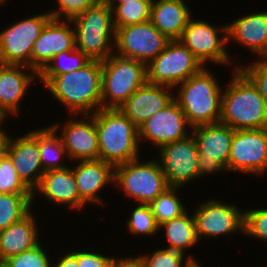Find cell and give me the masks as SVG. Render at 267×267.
<instances>
[{"label":"cell","instance_id":"1","mask_svg":"<svg viewBox=\"0 0 267 267\" xmlns=\"http://www.w3.org/2000/svg\"><path fill=\"white\" fill-rule=\"evenodd\" d=\"M44 86L68 114H94L101 109V61L91 60L81 69L54 76Z\"/></svg>","mask_w":267,"mask_h":267},{"label":"cell","instance_id":"2","mask_svg":"<svg viewBox=\"0 0 267 267\" xmlns=\"http://www.w3.org/2000/svg\"><path fill=\"white\" fill-rule=\"evenodd\" d=\"M231 76L223 86L219 122L233 130L267 128V104L257 87L239 68Z\"/></svg>","mask_w":267,"mask_h":267},{"label":"cell","instance_id":"3","mask_svg":"<svg viewBox=\"0 0 267 267\" xmlns=\"http://www.w3.org/2000/svg\"><path fill=\"white\" fill-rule=\"evenodd\" d=\"M210 68L203 67L174 88V100L192 127L220 120L223 86Z\"/></svg>","mask_w":267,"mask_h":267},{"label":"cell","instance_id":"4","mask_svg":"<svg viewBox=\"0 0 267 267\" xmlns=\"http://www.w3.org/2000/svg\"><path fill=\"white\" fill-rule=\"evenodd\" d=\"M99 159L113 166L140 158L139 129L119 109L101 108L95 112ZM141 147V148H140Z\"/></svg>","mask_w":267,"mask_h":267},{"label":"cell","instance_id":"5","mask_svg":"<svg viewBox=\"0 0 267 267\" xmlns=\"http://www.w3.org/2000/svg\"><path fill=\"white\" fill-rule=\"evenodd\" d=\"M71 22L76 49L90 60L103 61L114 53L116 30L112 9L105 0H98Z\"/></svg>","mask_w":267,"mask_h":267},{"label":"cell","instance_id":"6","mask_svg":"<svg viewBox=\"0 0 267 267\" xmlns=\"http://www.w3.org/2000/svg\"><path fill=\"white\" fill-rule=\"evenodd\" d=\"M102 65L101 108L119 109L147 82L146 64L111 54Z\"/></svg>","mask_w":267,"mask_h":267},{"label":"cell","instance_id":"7","mask_svg":"<svg viewBox=\"0 0 267 267\" xmlns=\"http://www.w3.org/2000/svg\"><path fill=\"white\" fill-rule=\"evenodd\" d=\"M154 158L144 161L143 157H140L114 166L116 190L119 189V193L123 192L128 199L133 198L138 203L149 204L169 188L160 163Z\"/></svg>","mask_w":267,"mask_h":267},{"label":"cell","instance_id":"8","mask_svg":"<svg viewBox=\"0 0 267 267\" xmlns=\"http://www.w3.org/2000/svg\"><path fill=\"white\" fill-rule=\"evenodd\" d=\"M180 41L192 52V54L207 67L209 63L213 65L231 66L237 69L234 64L231 52L228 48L227 23L223 25H213V22L195 19L194 15L184 29ZM227 46V47H226Z\"/></svg>","mask_w":267,"mask_h":267},{"label":"cell","instance_id":"9","mask_svg":"<svg viewBox=\"0 0 267 267\" xmlns=\"http://www.w3.org/2000/svg\"><path fill=\"white\" fill-rule=\"evenodd\" d=\"M198 149L199 180L216 172H229V155L234 131L222 123L192 127ZM201 177V178H200Z\"/></svg>","mask_w":267,"mask_h":267},{"label":"cell","instance_id":"10","mask_svg":"<svg viewBox=\"0 0 267 267\" xmlns=\"http://www.w3.org/2000/svg\"><path fill=\"white\" fill-rule=\"evenodd\" d=\"M203 67L180 40H172L146 65L147 82L175 88Z\"/></svg>","mask_w":267,"mask_h":267},{"label":"cell","instance_id":"11","mask_svg":"<svg viewBox=\"0 0 267 267\" xmlns=\"http://www.w3.org/2000/svg\"><path fill=\"white\" fill-rule=\"evenodd\" d=\"M51 18L45 11L19 19L0 30V63L20 64L31 68L34 43Z\"/></svg>","mask_w":267,"mask_h":267},{"label":"cell","instance_id":"12","mask_svg":"<svg viewBox=\"0 0 267 267\" xmlns=\"http://www.w3.org/2000/svg\"><path fill=\"white\" fill-rule=\"evenodd\" d=\"M192 212L199 242L204 238L231 236L234 233L243 235L244 209L234 203L221 199L208 198L199 203ZM220 236V237H219ZM217 237V238H216Z\"/></svg>","mask_w":267,"mask_h":267},{"label":"cell","instance_id":"13","mask_svg":"<svg viewBox=\"0 0 267 267\" xmlns=\"http://www.w3.org/2000/svg\"><path fill=\"white\" fill-rule=\"evenodd\" d=\"M169 42L170 40L160 33L149 20L117 28L114 53L147 65L164 50Z\"/></svg>","mask_w":267,"mask_h":267},{"label":"cell","instance_id":"14","mask_svg":"<svg viewBox=\"0 0 267 267\" xmlns=\"http://www.w3.org/2000/svg\"><path fill=\"white\" fill-rule=\"evenodd\" d=\"M157 160L169 186L183 187L199 180L198 149L192 134L162 145Z\"/></svg>","mask_w":267,"mask_h":267},{"label":"cell","instance_id":"15","mask_svg":"<svg viewBox=\"0 0 267 267\" xmlns=\"http://www.w3.org/2000/svg\"><path fill=\"white\" fill-rule=\"evenodd\" d=\"M229 172L262 178L267 174V128L234 131Z\"/></svg>","mask_w":267,"mask_h":267},{"label":"cell","instance_id":"16","mask_svg":"<svg viewBox=\"0 0 267 267\" xmlns=\"http://www.w3.org/2000/svg\"><path fill=\"white\" fill-rule=\"evenodd\" d=\"M66 122H54L50 126L60 136L71 163L99 159L98 133L94 114L69 115ZM77 117V118H76ZM84 118V119H83ZM79 119V120H78ZM61 128V129H60ZM73 161V162H72Z\"/></svg>","mask_w":267,"mask_h":267},{"label":"cell","instance_id":"17","mask_svg":"<svg viewBox=\"0 0 267 267\" xmlns=\"http://www.w3.org/2000/svg\"><path fill=\"white\" fill-rule=\"evenodd\" d=\"M138 129L140 144L149 141L148 144H152L150 147L157 150L162 145L188 137L192 132V126L175 100L146 120Z\"/></svg>","mask_w":267,"mask_h":267},{"label":"cell","instance_id":"18","mask_svg":"<svg viewBox=\"0 0 267 267\" xmlns=\"http://www.w3.org/2000/svg\"><path fill=\"white\" fill-rule=\"evenodd\" d=\"M39 194L55 207L67 206V208L76 212H80L85 206L89 205L79 195L72 164L64 169L44 172L38 186L32 191V205L39 200L37 198L40 196Z\"/></svg>","mask_w":267,"mask_h":267},{"label":"cell","instance_id":"19","mask_svg":"<svg viewBox=\"0 0 267 267\" xmlns=\"http://www.w3.org/2000/svg\"><path fill=\"white\" fill-rule=\"evenodd\" d=\"M75 48L71 20L50 18L34 43L31 68L39 74L57 54Z\"/></svg>","mask_w":267,"mask_h":267},{"label":"cell","instance_id":"20","mask_svg":"<svg viewBox=\"0 0 267 267\" xmlns=\"http://www.w3.org/2000/svg\"><path fill=\"white\" fill-rule=\"evenodd\" d=\"M36 80L39 75L29 66L0 63V110L6 117L21 114V102Z\"/></svg>","mask_w":267,"mask_h":267},{"label":"cell","instance_id":"21","mask_svg":"<svg viewBox=\"0 0 267 267\" xmlns=\"http://www.w3.org/2000/svg\"><path fill=\"white\" fill-rule=\"evenodd\" d=\"M9 134L5 153L10 157L22 182L33 191L44 174L37 140L29 133Z\"/></svg>","mask_w":267,"mask_h":267},{"label":"cell","instance_id":"22","mask_svg":"<svg viewBox=\"0 0 267 267\" xmlns=\"http://www.w3.org/2000/svg\"><path fill=\"white\" fill-rule=\"evenodd\" d=\"M73 164L72 171L80 197L87 204L106 207L107 202L100 193L107 184L114 185V166L101 159L81 160Z\"/></svg>","mask_w":267,"mask_h":267},{"label":"cell","instance_id":"23","mask_svg":"<svg viewBox=\"0 0 267 267\" xmlns=\"http://www.w3.org/2000/svg\"><path fill=\"white\" fill-rule=\"evenodd\" d=\"M174 88L146 82L119 108L138 128L174 100Z\"/></svg>","mask_w":267,"mask_h":267},{"label":"cell","instance_id":"24","mask_svg":"<svg viewBox=\"0 0 267 267\" xmlns=\"http://www.w3.org/2000/svg\"><path fill=\"white\" fill-rule=\"evenodd\" d=\"M228 44L237 42L256 58L267 42V11L261 10L237 17L227 24Z\"/></svg>","mask_w":267,"mask_h":267},{"label":"cell","instance_id":"25","mask_svg":"<svg viewBox=\"0 0 267 267\" xmlns=\"http://www.w3.org/2000/svg\"><path fill=\"white\" fill-rule=\"evenodd\" d=\"M34 213L32 210L22 220L0 231V263L41 243V226Z\"/></svg>","mask_w":267,"mask_h":267},{"label":"cell","instance_id":"26","mask_svg":"<svg viewBox=\"0 0 267 267\" xmlns=\"http://www.w3.org/2000/svg\"><path fill=\"white\" fill-rule=\"evenodd\" d=\"M186 0H152L150 22L170 41L180 40L189 19L193 16L192 9Z\"/></svg>","mask_w":267,"mask_h":267},{"label":"cell","instance_id":"27","mask_svg":"<svg viewBox=\"0 0 267 267\" xmlns=\"http://www.w3.org/2000/svg\"><path fill=\"white\" fill-rule=\"evenodd\" d=\"M191 214L187 211L182 216L159 225V231H165H162L167 240L165 243H168L164 245L165 248L187 255V250L200 244L196 233L195 219L192 212Z\"/></svg>","mask_w":267,"mask_h":267},{"label":"cell","instance_id":"28","mask_svg":"<svg viewBox=\"0 0 267 267\" xmlns=\"http://www.w3.org/2000/svg\"><path fill=\"white\" fill-rule=\"evenodd\" d=\"M37 140L40 152L41 165L44 172L48 170L64 169L69 166L63 159L67 157V151L63 145L60 136L49 125L42 128H34V130H27Z\"/></svg>","mask_w":267,"mask_h":267},{"label":"cell","instance_id":"29","mask_svg":"<svg viewBox=\"0 0 267 267\" xmlns=\"http://www.w3.org/2000/svg\"><path fill=\"white\" fill-rule=\"evenodd\" d=\"M183 187L170 186L163 193L149 203L152 214L158 225L178 218L185 214L189 209L183 204L179 190Z\"/></svg>","mask_w":267,"mask_h":267},{"label":"cell","instance_id":"30","mask_svg":"<svg viewBox=\"0 0 267 267\" xmlns=\"http://www.w3.org/2000/svg\"><path fill=\"white\" fill-rule=\"evenodd\" d=\"M90 61L86 55L76 48L61 52L38 74V81L44 86L52 77L81 69Z\"/></svg>","mask_w":267,"mask_h":267},{"label":"cell","instance_id":"31","mask_svg":"<svg viewBox=\"0 0 267 267\" xmlns=\"http://www.w3.org/2000/svg\"><path fill=\"white\" fill-rule=\"evenodd\" d=\"M33 208L32 195L0 194V231L22 220Z\"/></svg>","mask_w":267,"mask_h":267},{"label":"cell","instance_id":"32","mask_svg":"<svg viewBox=\"0 0 267 267\" xmlns=\"http://www.w3.org/2000/svg\"><path fill=\"white\" fill-rule=\"evenodd\" d=\"M152 0H137L126 4H109L112 9L113 25L119 27L135 25L150 20Z\"/></svg>","mask_w":267,"mask_h":267},{"label":"cell","instance_id":"33","mask_svg":"<svg viewBox=\"0 0 267 267\" xmlns=\"http://www.w3.org/2000/svg\"><path fill=\"white\" fill-rule=\"evenodd\" d=\"M135 257L143 267H191L195 263H201L193 254L185 255L165 247L156 248L152 253L141 252V255Z\"/></svg>","mask_w":267,"mask_h":267},{"label":"cell","instance_id":"34","mask_svg":"<svg viewBox=\"0 0 267 267\" xmlns=\"http://www.w3.org/2000/svg\"><path fill=\"white\" fill-rule=\"evenodd\" d=\"M135 208L130 210V217L127 218L126 224L128 234L139 236L142 235L146 237L158 236L159 225L157 224L154 215L152 214L149 204H142L135 202Z\"/></svg>","mask_w":267,"mask_h":267},{"label":"cell","instance_id":"35","mask_svg":"<svg viewBox=\"0 0 267 267\" xmlns=\"http://www.w3.org/2000/svg\"><path fill=\"white\" fill-rule=\"evenodd\" d=\"M0 194L32 195L5 152L0 155Z\"/></svg>","mask_w":267,"mask_h":267},{"label":"cell","instance_id":"36","mask_svg":"<svg viewBox=\"0 0 267 267\" xmlns=\"http://www.w3.org/2000/svg\"><path fill=\"white\" fill-rule=\"evenodd\" d=\"M43 243L44 241L31 250L8 258L3 264L6 267H51L53 257L49 258V249L44 248Z\"/></svg>","mask_w":267,"mask_h":267},{"label":"cell","instance_id":"37","mask_svg":"<svg viewBox=\"0 0 267 267\" xmlns=\"http://www.w3.org/2000/svg\"><path fill=\"white\" fill-rule=\"evenodd\" d=\"M243 235L267 242V208L244 209Z\"/></svg>","mask_w":267,"mask_h":267},{"label":"cell","instance_id":"38","mask_svg":"<svg viewBox=\"0 0 267 267\" xmlns=\"http://www.w3.org/2000/svg\"><path fill=\"white\" fill-rule=\"evenodd\" d=\"M57 7L47 10L51 18L60 20H72L92 7L98 0H55Z\"/></svg>","mask_w":267,"mask_h":267},{"label":"cell","instance_id":"39","mask_svg":"<svg viewBox=\"0 0 267 267\" xmlns=\"http://www.w3.org/2000/svg\"><path fill=\"white\" fill-rule=\"evenodd\" d=\"M85 248L87 247H82L81 249L67 247L68 251L77 259L79 267H111L113 262L118 258V255H115L116 257L114 255L109 256L106 253H99L97 250L94 251L92 249L91 251Z\"/></svg>","mask_w":267,"mask_h":267},{"label":"cell","instance_id":"40","mask_svg":"<svg viewBox=\"0 0 267 267\" xmlns=\"http://www.w3.org/2000/svg\"><path fill=\"white\" fill-rule=\"evenodd\" d=\"M238 68L257 87L267 104V61L253 60L251 63H237Z\"/></svg>","mask_w":267,"mask_h":267},{"label":"cell","instance_id":"41","mask_svg":"<svg viewBox=\"0 0 267 267\" xmlns=\"http://www.w3.org/2000/svg\"><path fill=\"white\" fill-rule=\"evenodd\" d=\"M65 253L60 252L58 260H52L51 267H79L77 259L67 250ZM54 263V264H53Z\"/></svg>","mask_w":267,"mask_h":267},{"label":"cell","instance_id":"42","mask_svg":"<svg viewBox=\"0 0 267 267\" xmlns=\"http://www.w3.org/2000/svg\"><path fill=\"white\" fill-rule=\"evenodd\" d=\"M136 254L128 255V257L125 255L122 257L118 256V258L113 262V267H143V265L137 260L135 257Z\"/></svg>","mask_w":267,"mask_h":267},{"label":"cell","instance_id":"43","mask_svg":"<svg viewBox=\"0 0 267 267\" xmlns=\"http://www.w3.org/2000/svg\"><path fill=\"white\" fill-rule=\"evenodd\" d=\"M6 120L7 117L0 122V155L5 152L6 143L10 134L7 129L4 130L5 126L3 127L7 123Z\"/></svg>","mask_w":267,"mask_h":267},{"label":"cell","instance_id":"44","mask_svg":"<svg viewBox=\"0 0 267 267\" xmlns=\"http://www.w3.org/2000/svg\"><path fill=\"white\" fill-rule=\"evenodd\" d=\"M255 59L260 61H267V42L261 53Z\"/></svg>","mask_w":267,"mask_h":267},{"label":"cell","instance_id":"45","mask_svg":"<svg viewBox=\"0 0 267 267\" xmlns=\"http://www.w3.org/2000/svg\"><path fill=\"white\" fill-rule=\"evenodd\" d=\"M108 4H126L128 2H136L137 0H105Z\"/></svg>","mask_w":267,"mask_h":267},{"label":"cell","instance_id":"46","mask_svg":"<svg viewBox=\"0 0 267 267\" xmlns=\"http://www.w3.org/2000/svg\"><path fill=\"white\" fill-rule=\"evenodd\" d=\"M6 118V116L3 114V112L0 110V122L3 121Z\"/></svg>","mask_w":267,"mask_h":267},{"label":"cell","instance_id":"47","mask_svg":"<svg viewBox=\"0 0 267 267\" xmlns=\"http://www.w3.org/2000/svg\"><path fill=\"white\" fill-rule=\"evenodd\" d=\"M203 263H195L191 267H203Z\"/></svg>","mask_w":267,"mask_h":267},{"label":"cell","instance_id":"48","mask_svg":"<svg viewBox=\"0 0 267 267\" xmlns=\"http://www.w3.org/2000/svg\"><path fill=\"white\" fill-rule=\"evenodd\" d=\"M8 0H0V7H2L1 5L5 6V3L7 2Z\"/></svg>","mask_w":267,"mask_h":267},{"label":"cell","instance_id":"49","mask_svg":"<svg viewBox=\"0 0 267 267\" xmlns=\"http://www.w3.org/2000/svg\"><path fill=\"white\" fill-rule=\"evenodd\" d=\"M0 267H6L3 263H0Z\"/></svg>","mask_w":267,"mask_h":267}]
</instances>
